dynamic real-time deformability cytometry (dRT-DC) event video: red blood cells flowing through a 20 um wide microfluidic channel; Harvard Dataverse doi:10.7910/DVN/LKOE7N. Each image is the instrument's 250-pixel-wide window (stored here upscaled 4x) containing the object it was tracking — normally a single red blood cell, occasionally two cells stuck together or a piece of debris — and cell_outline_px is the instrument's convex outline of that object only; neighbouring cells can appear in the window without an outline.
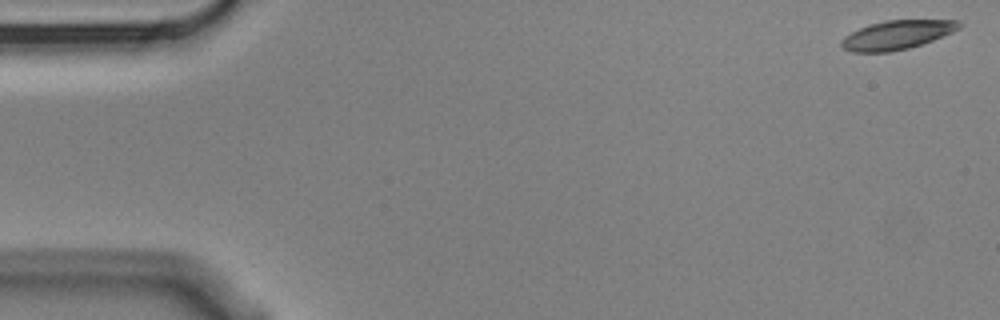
{"species": "Egyptian fruit bat (a non-hibernating species)", "species_latin": "Rousettus aegyptiacus", "temperature_condition": "cold", "stored_images_in_passage": 4, "camera_frame_rate_fps": 3000, "um_per_image_px": 0.085, "animal": {"sex": "male"}, "frame": {"image": 1, "passage_image": 1, "time_ms": 0.0, "image_size_px": [1000, 320], "cell_outline_px": [[960, 28], [952, 32], [932, 40], [908, 48], [892, 52], [852, 52], [844, 48], [840, 44], [840, 40], [844, 36], [868, 24], [884, 20], [956, 20], [960, 24]], "centroid_in_image_um": [76.19, 2.96], "position_along_channel_um": 8.8, "area_um2": 19.71}}